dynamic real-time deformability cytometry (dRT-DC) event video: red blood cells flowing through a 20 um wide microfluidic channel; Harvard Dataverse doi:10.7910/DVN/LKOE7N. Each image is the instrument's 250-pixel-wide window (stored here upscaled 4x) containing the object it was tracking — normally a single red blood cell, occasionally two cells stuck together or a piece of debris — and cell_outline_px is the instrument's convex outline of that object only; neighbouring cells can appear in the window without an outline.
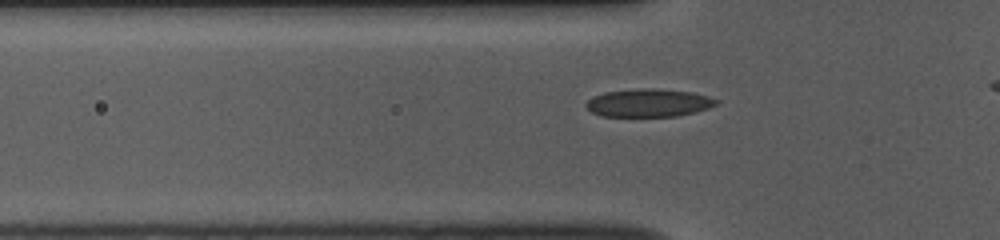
{"species": "common noctule bat (a hibernating species)", "species_latin": "Nyctalus noctula", "temperature_condition": "room temperature", "stored_images_in_passage": 31, "camera_frame_rate_fps": 3000, "um_per_image_px": 0.085, "animal": {"sex": "female", "body_mass_g": 10.0, "forearm_length_mm": 53.1}, "frame": {"image": 1, "passage_image": 9, "time_ms": 2.667, "image_size_px": [1000, 240], "cell_outline_px": [[720, 100], [716, 104], [708, 108], [696, 112], [676, 116], [600, 116], [592, 112], [584, 104], [592, 96], [604, 92], [644, 88], [656, 88], [692, 92], [708, 96]], "centroid_in_image_um": [55.13, 8.74], "position_along_channel_um": 70.7, "area_um2": 21.27}}
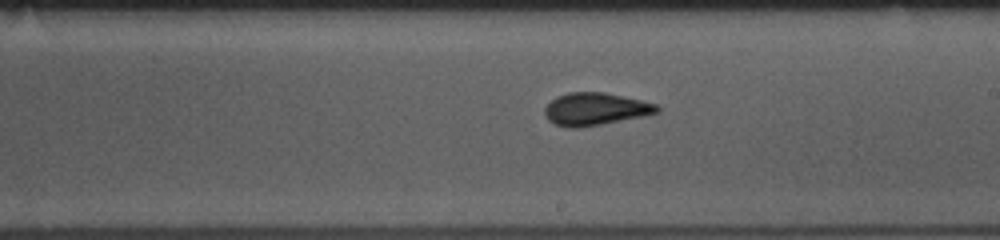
{"frame": {"image": 2, "passage_image": 22, "time_ms": 7.0, "image_size_px": [1000, 240], "cell_outline_px": [[660, 112], [644, 116], [580, 128], [568, 128], [556, 124], [548, 120], [544, 112], [544, 108], [556, 96], [568, 92], [604, 92], [640, 100], [656, 104], [660, 108]], "centroid_in_image_um": [50.59, 9.27], "position_along_channel_um": 238.4, "area_um2": 21.27}}
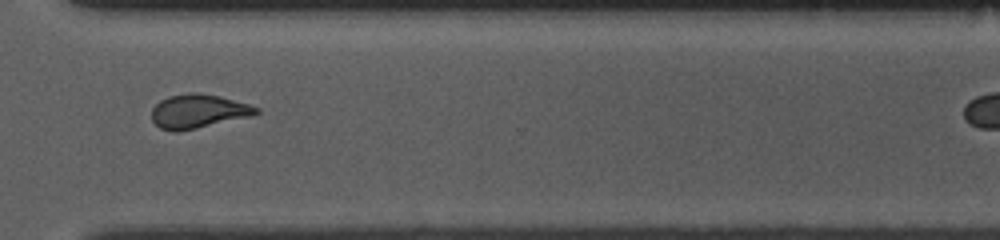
{"frame": {"image": 3, "passage_image": 31, "time_ms": 10.0, "image_size_px": [1000, 240], "cell_outline_px": [[260, 112], [248, 116], [196, 128], [176, 132], [172, 132], [160, 128], [152, 120], [152, 108], [160, 100], [168, 96], [192, 92], [220, 96], [248, 104], [260, 108]], "centroid_in_image_um": [16.8, 9.45], "position_along_channel_um": 353.8, "area_um2": 20.35}}